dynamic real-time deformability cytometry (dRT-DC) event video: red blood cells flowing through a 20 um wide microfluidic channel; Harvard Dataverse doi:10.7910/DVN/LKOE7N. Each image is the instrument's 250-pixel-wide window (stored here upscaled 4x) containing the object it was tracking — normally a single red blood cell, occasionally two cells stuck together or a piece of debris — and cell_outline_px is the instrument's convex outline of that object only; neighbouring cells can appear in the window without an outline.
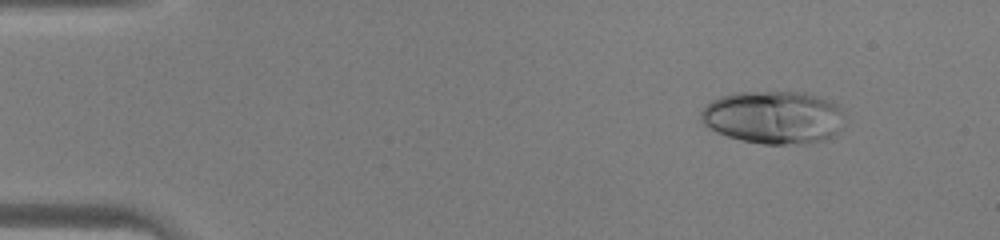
{"species": "human", "species_latin": "Homo sapiens", "temperature_condition": "warm", "stored_images_in_passage": 40, "camera_frame_rate_fps": 3000, "um_per_image_px": 0.085, "donor": {"sex": "male"}, "frame": {"image": 1, "passage_image": 1, "time_ms": 0.0, "image_size_px": [1000, 240], "cell_outline_px": [[844, 128], [836, 136], [828, 140], [804, 144], [764, 144], [744, 140], [728, 136], [716, 132], [708, 128], [700, 120], [700, 112], [712, 100], [720, 96], [732, 92], [804, 92], [840, 104], [844, 112]], "centroid_in_image_um": [65.82, 9.98], "position_along_channel_um": 19.2, "area_um2": 45.14}}
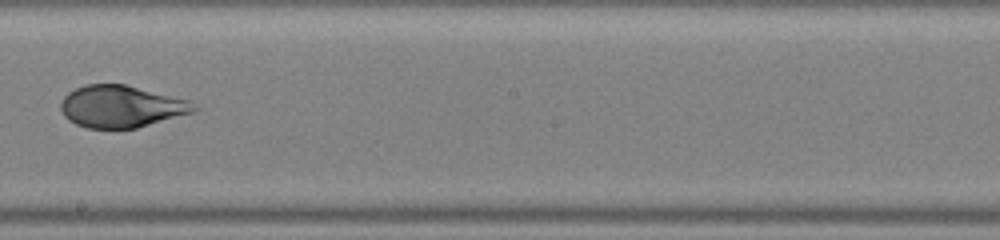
{"frame": {"image": 2, "passage_image": 22, "time_ms": 7.0, "image_size_px": [1000, 240], "cell_outline_px": [[200, 108], [196, 112], [136, 128], [88, 128], [76, 124], [68, 120], [64, 116], [60, 108], [60, 104], [64, 96], [68, 92], [84, 84], [124, 84], [192, 100]], "centroid_in_image_um": [10.35, 9.04], "position_along_channel_um": 237.8, "area_um2": 32.95}}
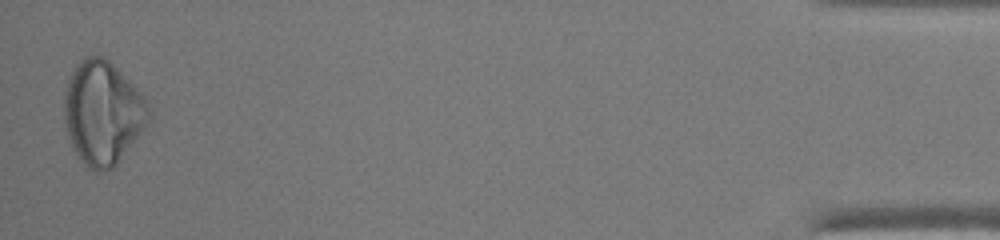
{"frame": {"image": 3, "passage_image": 40, "time_ms": 13.0, "image_size_px": [1000, 240], "cell_outline_px": [[152, 116], [148, 124], [116, 164], [112, 168], [100, 172], [88, 168], [76, 156], [68, 136], [64, 124], [64, 92], [68, 80], [76, 64], [84, 56], [104, 56], [148, 100], [152, 112]], "centroid_in_image_um": [8.73, 9.59], "position_along_channel_um": 426.5, "area_um2": 51.21}}